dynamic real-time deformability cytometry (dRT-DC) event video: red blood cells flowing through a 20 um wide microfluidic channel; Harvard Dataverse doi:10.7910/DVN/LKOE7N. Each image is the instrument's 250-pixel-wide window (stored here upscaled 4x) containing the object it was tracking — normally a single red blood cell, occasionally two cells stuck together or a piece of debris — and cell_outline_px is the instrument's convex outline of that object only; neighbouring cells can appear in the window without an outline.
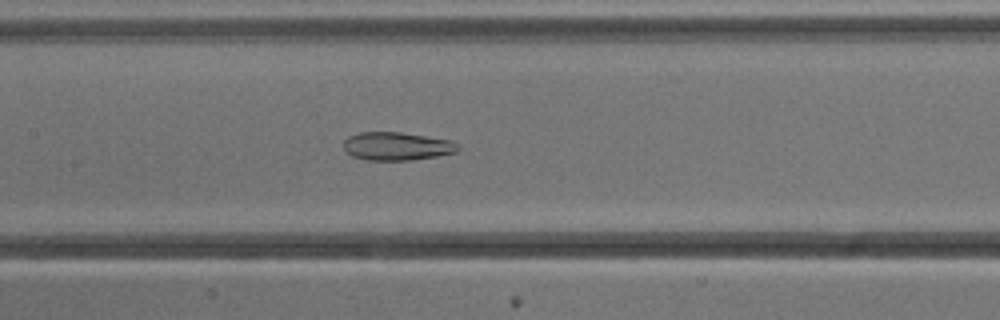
{"species": "common noctule bat (a hibernating species)", "species_latin": "Nyctalus noctula", "temperature_condition": "cold", "stored_images_in_passage": 53, "camera_frame_rate_fps": 3000, "um_per_image_px": 0.085, "animal": {"sex": "male", "body_mass_g": 13.3}, "frame": {"image": 1, "passage_image": 25, "time_ms": 8.0, "image_size_px": [1000, 320], "cell_outline_px": [[460, 148], [456, 152], [436, 156], [412, 160], [364, 160], [352, 156], [344, 148], [344, 140], [348, 136], [360, 132], [400, 132], [452, 140]], "centroid_in_image_um": [33.72, 12.43], "position_along_channel_um": 173.7, "area_um2": 18.79}}
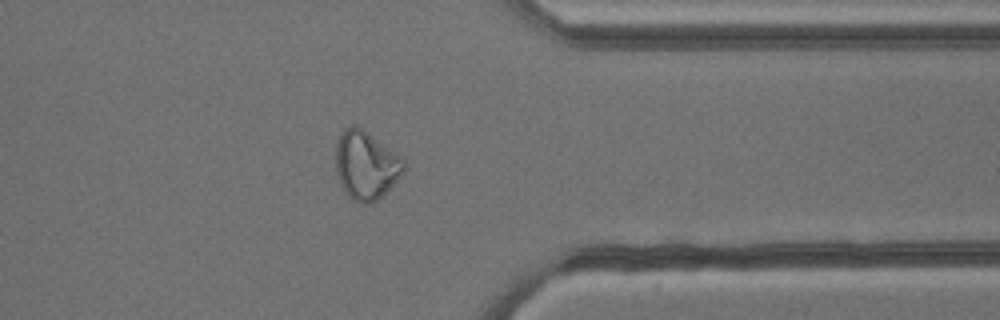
{"frame": {"image": 2, "passage_image": 42, "time_ms": 13.667, "image_size_px": [1000, 320], "cell_outline_px": [[408, 168], [372, 204], [360, 204], [352, 200], [344, 188], [336, 172], [336, 144], [340, 132], [348, 124], [352, 124], [360, 128], [396, 152], [404, 160]], "centroid_in_image_um": [31.1, 14.02], "position_along_channel_um": 380.3, "area_um2": 26.93}}
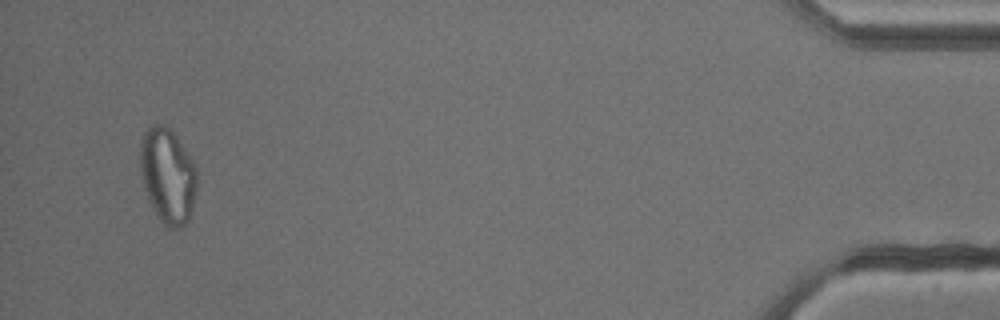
{"frame": {"image": 3, "passage_image": 51, "time_ms": 16.667, "image_size_px": [1000, 320], "cell_outline_px": [[196, 188], [188, 220], [184, 224], [176, 228], [168, 228], [160, 220], [152, 208], [148, 200], [144, 188], [140, 168], [140, 144], [144, 132], [152, 124], [164, 124], [172, 128], [192, 160], [196, 168]], "centroid_in_image_um": [14.23, 14.88], "position_along_channel_um": 421.0, "area_um2": 31.44}, "authors_computed_cell_mechanics": {"area_um2": 27.1082, "velocity_mm_per_s": 3.814, "shape_relaxation_time_tau1_ms": null, "shape_relaxation_time_tau2_ms": 1.2405, "deformation_change_tau1": null, "deformation_change_tau2": 0.0717}}